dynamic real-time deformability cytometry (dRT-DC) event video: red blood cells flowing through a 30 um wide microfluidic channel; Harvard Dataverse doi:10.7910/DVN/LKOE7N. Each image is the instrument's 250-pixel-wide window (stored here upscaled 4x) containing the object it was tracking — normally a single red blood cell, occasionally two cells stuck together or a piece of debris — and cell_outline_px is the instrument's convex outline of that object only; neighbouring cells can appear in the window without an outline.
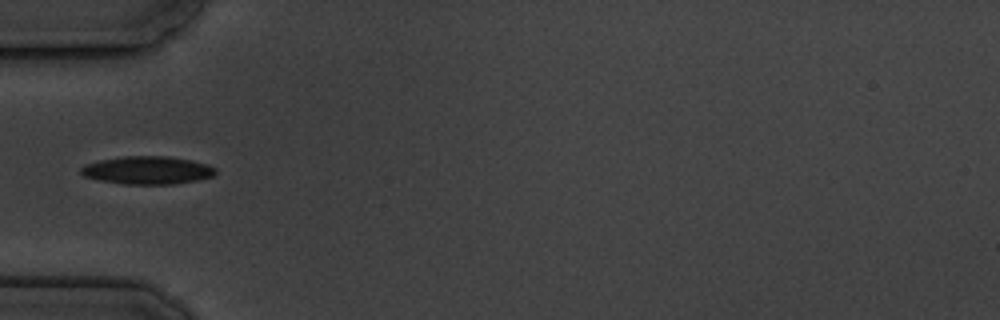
{"species": "common noctule bat (a hibernating species)", "species_latin": "Nyctalus noctula", "temperature_condition": "cold", "stored_images_in_passage": 10, "camera_frame_rate_fps": 3000, "um_per_image_px": 0.085, "animal": {"sex": "male", "body_mass_g": 19.5, "forearm_length_mm": 54.6}, "frame": {"image": 1, "passage_image": 4, "time_ms": 3.333, "image_size_px": [1000, 320], "cell_outline_px": [[216, 172], [212, 176], [200, 180], [172, 184], [124, 184], [100, 180], [84, 176], [80, 172], [80, 168], [84, 164], [100, 160], [124, 156], [168, 156], [192, 160], [208, 164], [216, 168]], "centroid_in_image_um": [12.55, 14.46], "position_along_channel_um": 72.5, "area_um2": 22.02}}
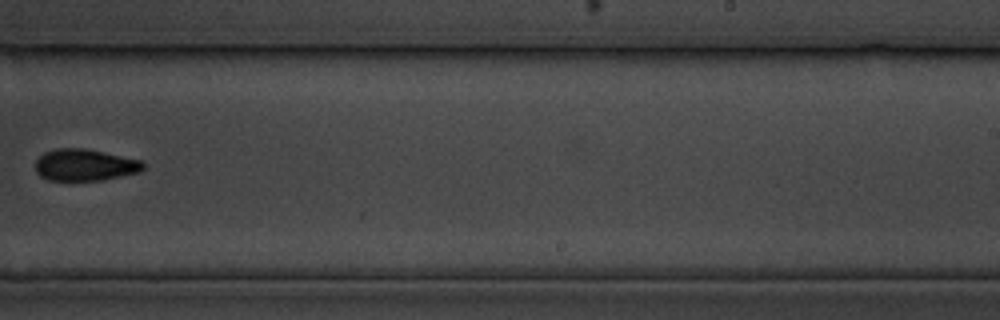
{"frame": {"image": 2, "passage_image": 9, "time_ms": 9.333, "image_size_px": [1000, 320], "cell_outline_px": [[144, 168], [140, 172], [100, 180], [48, 180], [40, 176], [36, 172], [36, 160], [44, 152], [56, 148], [84, 148], [104, 152], [140, 160], [144, 164]], "centroid_in_image_um": [7.19, 14.02], "position_along_channel_um": 281.8, "area_um2": 19.83}}
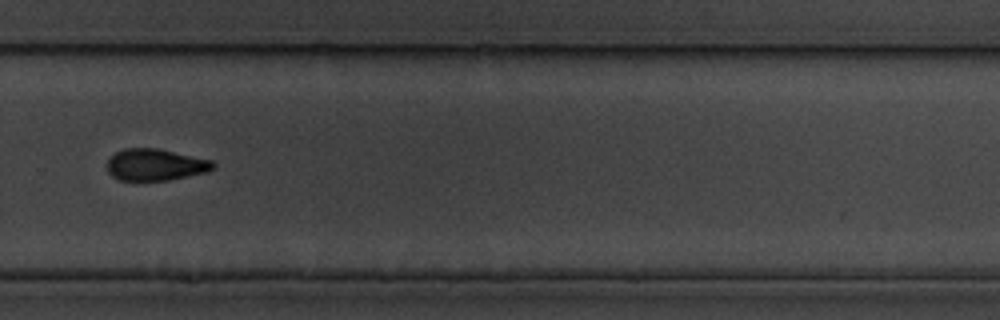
{"frame": {"image": 3, "passage_image": 10, "time_ms": 10.333, "image_size_px": [1000, 320], "cell_outline_px": [[216, 164], [208, 172], [168, 180], [120, 180], [112, 176], [108, 172], [108, 160], [116, 152], [124, 148], [156, 148], [212, 160]], "centroid_in_image_um": [13.21, 14.0], "position_along_channel_um": 316.6, "area_um2": 19.42}}